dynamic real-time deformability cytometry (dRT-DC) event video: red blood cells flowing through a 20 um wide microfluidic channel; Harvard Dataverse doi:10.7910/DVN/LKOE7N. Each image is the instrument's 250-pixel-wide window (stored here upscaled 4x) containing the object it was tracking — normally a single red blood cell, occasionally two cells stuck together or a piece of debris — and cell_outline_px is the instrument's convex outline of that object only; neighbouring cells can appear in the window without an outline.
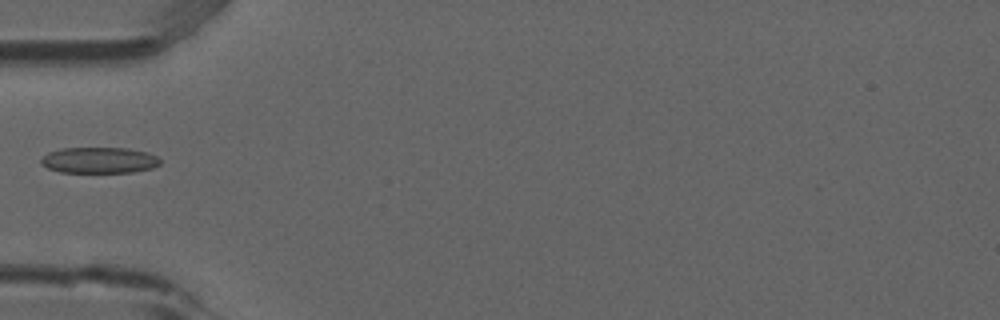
{"species": "common noctule bat (a hibernating species)", "species_latin": "Nyctalus noctula", "temperature_condition": "room temperature", "stored_images_in_passage": 2, "camera_frame_rate_fps": 3000, "um_per_image_px": 0.085, "animal": {"sex": "male", "forearm_length_mm": 52.5}, "frame": {"image": 1, "passage_image": 1, "time_ms": 0.0, "image_size_px": [1000, 320], "cell_outline_px": [[160, 164], [152, 168], [132, 172], [60, 172], [48, 168], [40, 164], [40, 160], [48, 152], [60, 148], [128, 148], [148, 152], [156, 156], [160, 160]], "centroid_in_image_um": [8.42, 13.61], "position_along_channel_um": 76.6, "area_um2": 18.09}}
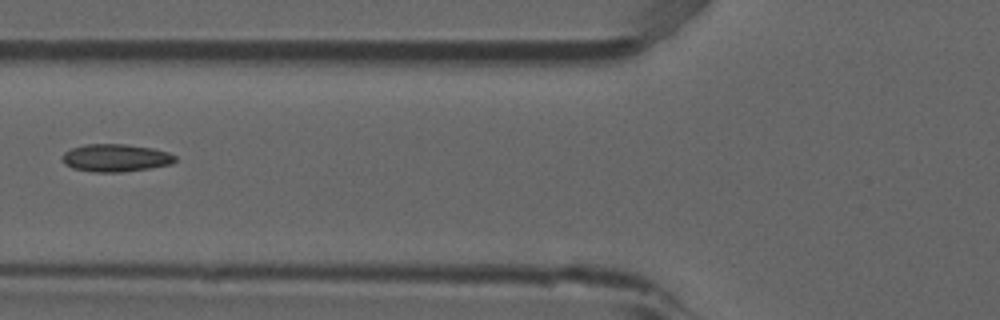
{"frame": {"image": 2, "passage_image": 2, "time_ms": 0.333, "image_size_px": [1000, 320], "cell_outline_px": [[176, 160], [172, 164], [148, 168], [120, 172], [92, 172], [72, 168], [64, 164], [64, 152], [72, 148], [84, 144], [124, 144], [152, 148], [168, 152], [176, 156]], "centroid_in_image_um": [9.83, 13.42], "position_along_channel_um": 116.0, "area_um2": 18.09}}